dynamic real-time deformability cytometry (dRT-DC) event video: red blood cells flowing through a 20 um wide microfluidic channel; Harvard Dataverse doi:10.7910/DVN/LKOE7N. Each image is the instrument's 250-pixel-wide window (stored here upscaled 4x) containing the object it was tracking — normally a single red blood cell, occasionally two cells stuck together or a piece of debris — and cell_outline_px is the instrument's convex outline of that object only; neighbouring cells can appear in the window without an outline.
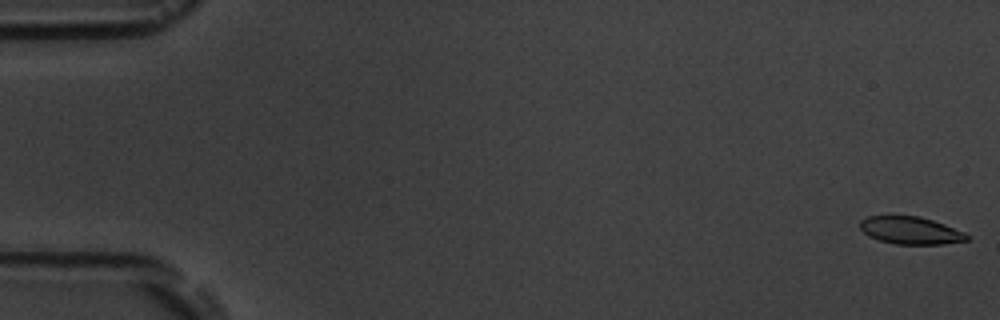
{"species": "common noctule bat (a hibernating species)", "species_latin": "Nyctalus noctula", "temperature_condition": "room temperature", "stored_images_in_passage": 11, "camera_frame_rate_fps": 3000, "um_per_image_px": 0.085, "animal": {"sex": "male", "body_mass_g": 19.5, "forearm_length_mm": 54.6}, "frame": {"image": 1, "passage_image": 1, "time_ms": 0.0, "image_size_px": [1000, 320], "cell_outline_px": [[968, 240], [944, 244], [896, 244], [880, 240], [868, 236], [860, 228], [860, 220], [868, 216], [920, 216], [944, 224], [964, 232], [968, 236]], "centroid_in_image_um": [77.39, 19.59], "position_along_channel_um": 7.6, "area_um2": 16.99}}
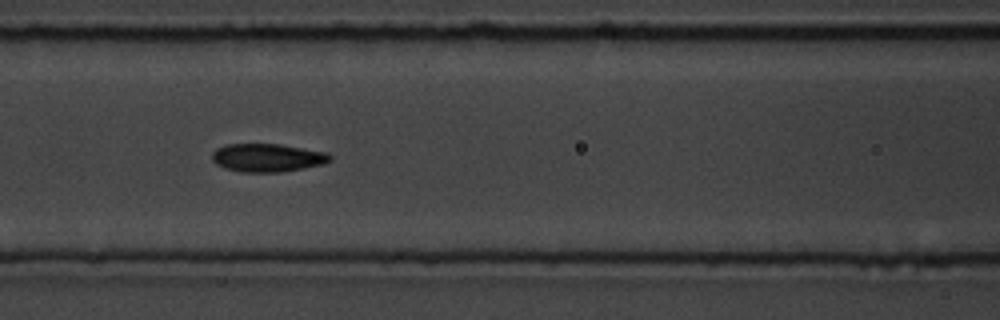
{"frame": {"image": 2, "passage_image": 7, "time_ms": 8.0, "image_size_px": [1000, 320], "cell_outline_px": [[332, 160], [324, 164], [304, 168], [280, 172], [240, 172], [224, 168], [216, 164], [212, 160], [212, 152], [216, 148], [224, 144], [280, 144], [328, 152], [332, 156]], "centroid_in_image_um": [22.73, 13.4], "position_along_channel_um": 143.9, "area_um2": 19.65}}
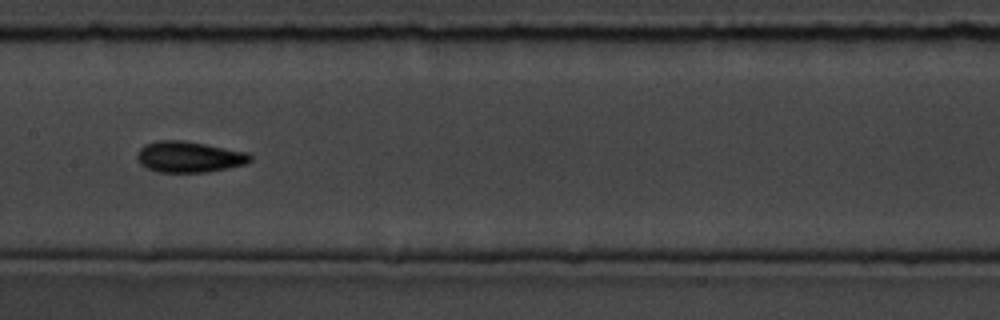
{"frame": {"image": 3, "passage_image": 8, "time_ms": 9.333, "image_size_px": [1000, 320], "cell_outline_px": [[252, 160], [244, 164], [228, 168], [208, 172], [156, 172], [140, 164], [136, 156], [140, 148], [144, 144], [156, 140], [184, 140], [248, 152], [252, 156]], "centroid_in_image_um": [16.06, 13.33], "position_along_channel_um": 191.3, "area_um2": 20.58}}